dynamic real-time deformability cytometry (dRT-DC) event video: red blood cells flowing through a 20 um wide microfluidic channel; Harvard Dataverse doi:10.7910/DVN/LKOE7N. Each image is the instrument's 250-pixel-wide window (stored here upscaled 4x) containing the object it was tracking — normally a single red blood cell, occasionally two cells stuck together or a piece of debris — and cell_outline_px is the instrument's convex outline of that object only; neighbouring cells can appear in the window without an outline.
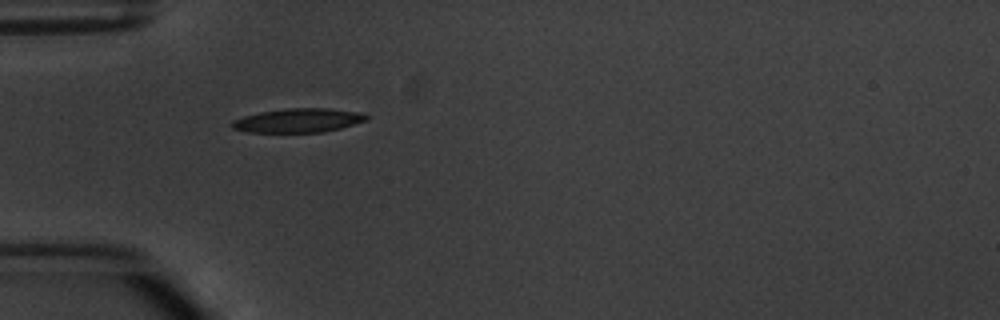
{"species": "common noctule bat (a hibernating species)", "species_latin": "Nyctalus noctula", "temperature_condition": "warm", "stored_images_in_passage": 2, "camera_frame_rate_fps": 3000, "um_per_image_px": 0.085, "animal": {"sex": "male", "body_mass_g": 20.1, "forearm_length_mm": 53.5}, "frame": {"image": 1, "passage_image": 1, "time_ms": 0.0, "image_size_px": [1000, 320], "cell_outline_px": [[372, 116], [368, 120], [340, 128], [320, 132], [248, 132], [232, 128], [228, 124], [232, 120], [244, 116], [260, 112], [288, 108], [328, 108], [360, 112]], "centroid_in_image_um": [25.36, 10.23], "position_along_channel_um": 59.6, "area_um2": 18.9}}